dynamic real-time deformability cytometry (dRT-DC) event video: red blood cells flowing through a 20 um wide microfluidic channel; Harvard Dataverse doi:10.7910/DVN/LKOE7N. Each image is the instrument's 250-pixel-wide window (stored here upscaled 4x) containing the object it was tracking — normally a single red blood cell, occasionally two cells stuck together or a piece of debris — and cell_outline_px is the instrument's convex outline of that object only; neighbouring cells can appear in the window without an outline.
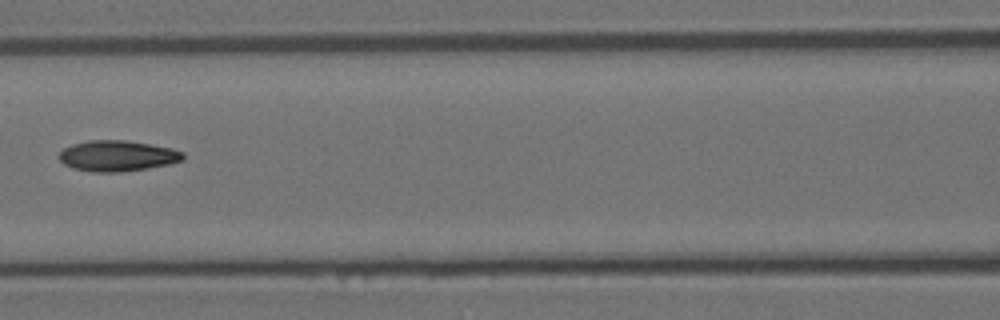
{"species": "Egyptian fruit bat (a non-hibernating species)", "species_latin": "Rousettus aegyptiacus", "temperature_condition": "room temperature", "stored_images_in_passage": 8, "camera_frame_rate_fps": 3000, "um_per_image_px": 0.085, "animal": {"sex": "female"}, "frame": {"image": 1, "passage_image": 8, "time_ms": 2.333, "image_size_px": [1000, 320], "cell_outline_px": [[184, 160], [168, 164], [148, 168], [120, 172], [92, 172], [72, 168], [64, 164], [56, 156], [64, 148], [72, 144], [88, 140], [124, 140], [172, 148], [184, 152]], "centroid_in_image_um": [9.95, 13.25], "position_along_channel_um": 156.6, "area_um2": 22.31}}